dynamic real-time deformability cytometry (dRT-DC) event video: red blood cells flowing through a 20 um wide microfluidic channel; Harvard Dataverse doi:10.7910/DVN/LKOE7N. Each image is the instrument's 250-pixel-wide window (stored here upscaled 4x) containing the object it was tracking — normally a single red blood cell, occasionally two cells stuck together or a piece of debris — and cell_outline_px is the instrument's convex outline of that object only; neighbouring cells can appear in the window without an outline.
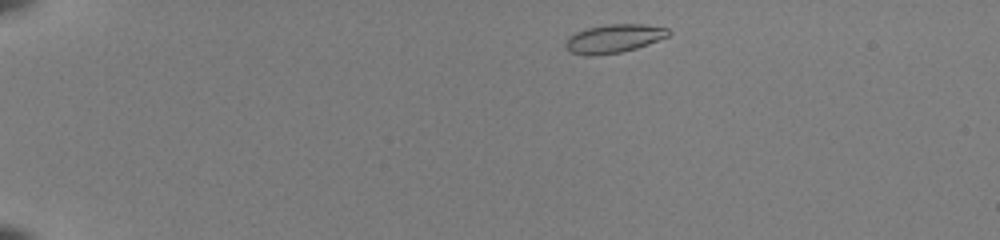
{"species": "common noctule bat (a hibernating species)", "species_latin": "Nyctalus noctula", "temperature_condition": "room temperature", "stored_images_in_passage": 44, "camera_frame_rate_fps": 3000, "um_per_image_px": 0.085, "animal": {"sex": "female", "body_mass_g": 22.0, "forearm_length_mm": 56.7}, "frame": {"image": 1, "passage_image": 2, "time_ms": 0.333, "image_size_px": [1000, 240], "cell_outline_px": [[672, 32], [668, 36], [648, 44], [636, 48], [620, 52], [592, 56], [588, 56], [572, 52], [564, 44], [568, 36], [576, 32], [588, 28], [608, 24], [644, 24], [668, 28]], "centroid_in_image_um": [52.19, 3.27], "position_along_channel_um": 32.8, "area_um2": 16.99}}
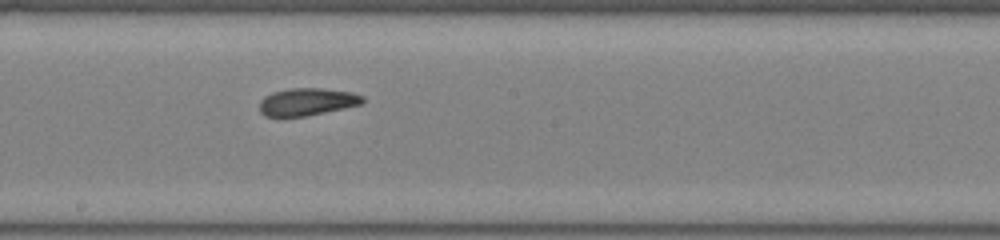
{"frame": {"image": 2, "passage_image": 23, "time_ms": 7.333, "image_size_px": [1000, 240], "cell_outline_px": [[364, 100], [360, 104], [344, 108], [308, 116], [264, 116], [260, 112], [260, 100], [264, 96], [272, 92], [288, 88], [324, 88], [352, 92], [364, 96]], "centroid_in_image_um": [26.09, 8.64], "position_along_channel_um": 222.1, "area_um2": 16.59}}
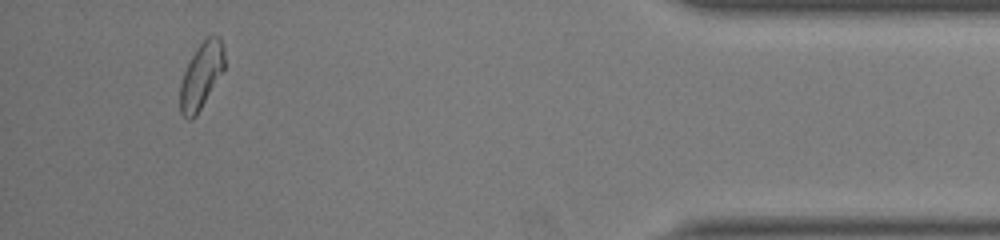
{"frame": {"image": 3, "passage_image": 41, "time_ms": 13.333, "image_size_px": [1000, 240], "cell_outline_px": [[224, 68], [196, 116], [192, 120], [188, 120], [180, 112], [180, 84], [184, 72], [196, 48], [208, 36], [220, 36], [224, 44]], "centroid_in_image_um": [17.1, 6.42], "position_along_channel_um": 418.1, "area_um2": 16.82}, "authors_computed_cell_mechanics": {"area_um2": 16.9354, "velocity_mm_per_s": 4.0054, "shape_relaxation_time_tau1_ms": 3.9894, "shape_relaxation_time_tau2_ms": 2.1337, "deformation_change_tau1": 0.1283, "deformation_change_tau2": 0.0631}}